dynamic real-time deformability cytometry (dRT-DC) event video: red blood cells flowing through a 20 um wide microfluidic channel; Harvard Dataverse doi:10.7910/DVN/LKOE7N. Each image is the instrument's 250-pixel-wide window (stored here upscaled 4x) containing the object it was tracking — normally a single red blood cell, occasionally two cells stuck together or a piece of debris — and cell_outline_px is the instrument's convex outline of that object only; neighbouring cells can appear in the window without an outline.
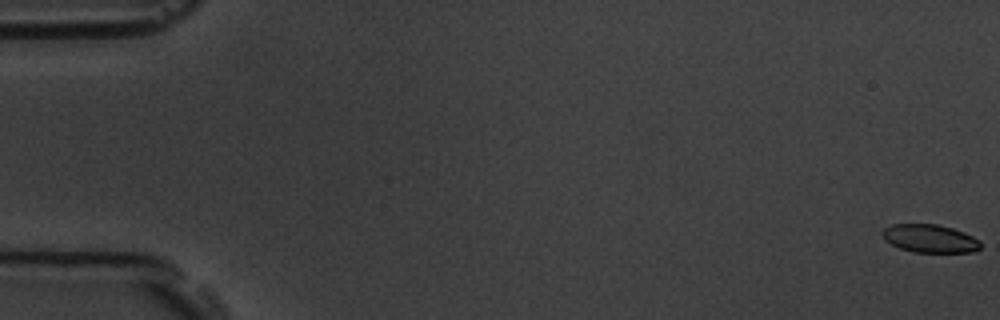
{"species": "common noctule bat (a hibernating species)", "species_latin": "Nyctalus noctula", "temperature_condition": "room temperature", "stored_images_in_passage": 6, "camera_frame_rate_fps": 3000, "um_per_image_px": 0.085, "animal": {"sex": "male", "body_mass_g": 19.5, "forearm_length_mm": 54.6}, "frame": {"image": 1, "passage_image": 1, "time_ms": 0.0, "image_size_px": [1000, 320], "cell_outline_px": [[980, 248], [972, 252], [916, 252], [900, 248], [884, 240], [880, 236], [880, 232], [884, 228], [892, 224], [936, 224], [952, 228], [964, 232], [980, 240]], "centroid_in_image_um": [79.0, 20.26], "position_along_channel_um": 6.0, "area_um2": 16.13}}
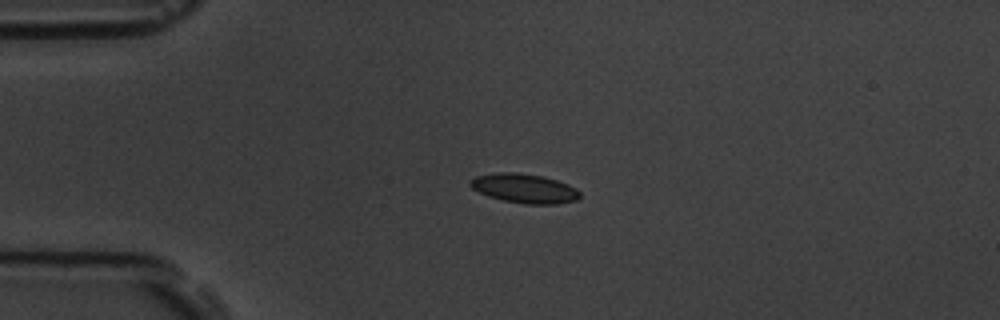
{"frame": {"image": 2, "passage_image": 5, "time_ms": 4.667, "image_size_px": [1000, 320], "cell_outline_px": [[580, 196], [576, 200], [556, 204], [524, 204], [504, 200], [488, 196], [472, 188], [468, 184], [468, 180], [476, 176], [500, 172], [516, 172], [544, 176], [568, 184], [576, 188], [580, 192]], "centroid_in_image_um": [44.56, 16.01], "position_along_channel_um": 40.4, "area_um2": 18.73}}